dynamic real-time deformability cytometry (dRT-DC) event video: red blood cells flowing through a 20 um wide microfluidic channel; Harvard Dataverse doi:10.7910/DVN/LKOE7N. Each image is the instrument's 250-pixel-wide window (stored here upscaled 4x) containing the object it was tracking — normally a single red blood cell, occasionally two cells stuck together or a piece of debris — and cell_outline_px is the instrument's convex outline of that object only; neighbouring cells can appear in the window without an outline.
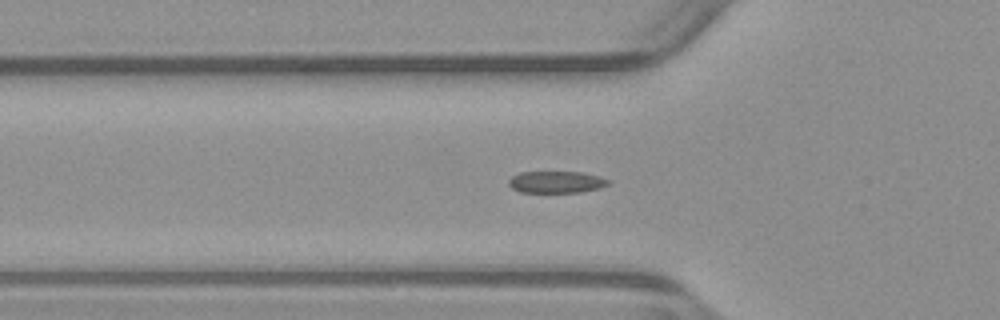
{"species": "common noctule bat (a hibernating species)", "species_latin": "Nyctalus noctula", "temperature_condition": "warm", "stored_images_in_passage": 54, "camera_frame_rate_fps": 3000, "um_per_image_px": 0.085, "animal": {"sex": "male", "body_mass_g": 23.1, "forearm_length_mm": 52.7}, "frame": {"image": 1, "passage_image": 18, "time_ms": 5.667, "image_size_px": [1000, 320], "cell_outline_px": [[612, 184], [600, 188], [580, 192], [520, 192], [512, 188], [508, 184], [508, 180], [512, 176], [520, 172], [584, 172], [600, 176], [608, 180]], "centroid_in_image_um": [47.31, 15.47], "position_along_channel_um": 78.5, "area_um2": 12.77}}
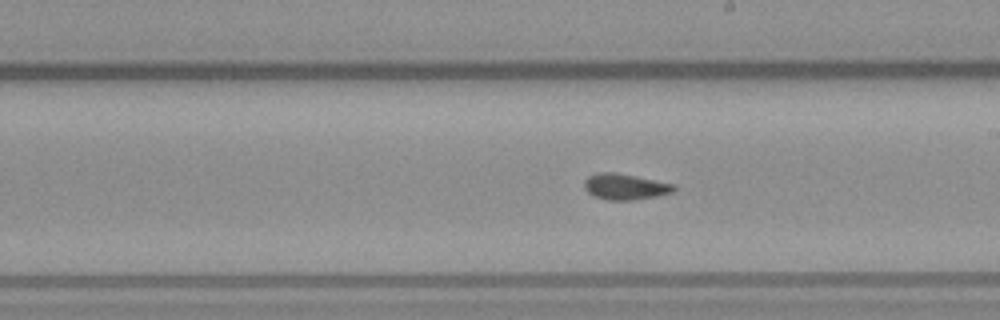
{"frame": {"image": 2, "passage_image": 30, "time_ms": 9.667, "image_size_px": [1000, 320], "cell_outline_px": [[676, 188], [672, 192], [656, 196], [636, 200], [608, 200], [592, 196], [584, 188], [584, 180], [588, 176], [600, 172], [616, 172], [676, 184]], "centroid_in_image_um": [53.12, 15.87], "position_along_channel_um": 235.9, "area_um2": 13.7}}
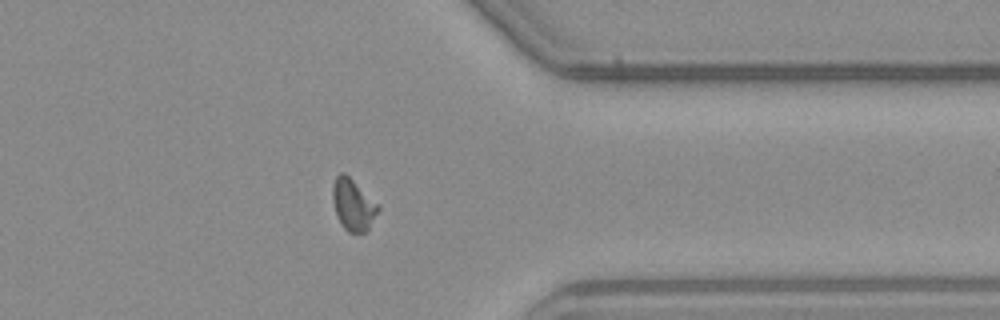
{"frame": {"image": 3, "passage_image": 42, "time_ms": 13.667, "image_size_px": [1000, 320], "cell_outline_px": [[380, 208], [368, 228], [364, 232], [348, 232], [340, 224], [336, 216], [332, 200], [332, 184], [336, 176], [340, 172], [344, 172], [380, 204]], "centroid_in_image_um": [29.99, 17.37], "position_along_channel_um": 381.4, "area_um2": 13.81}, "authors_computed_cell_mechanics": {"area_um2": 13.2362, "velocity_mm_per_s": 3.9053, "shape_relaxation_time_tau1_ms": 4.3376, "shape_relaxation_time_tau2_ms": 1.0397, "deformation_change_tau1": 0.1274, "deformation_change_tau2": 0.0737}}